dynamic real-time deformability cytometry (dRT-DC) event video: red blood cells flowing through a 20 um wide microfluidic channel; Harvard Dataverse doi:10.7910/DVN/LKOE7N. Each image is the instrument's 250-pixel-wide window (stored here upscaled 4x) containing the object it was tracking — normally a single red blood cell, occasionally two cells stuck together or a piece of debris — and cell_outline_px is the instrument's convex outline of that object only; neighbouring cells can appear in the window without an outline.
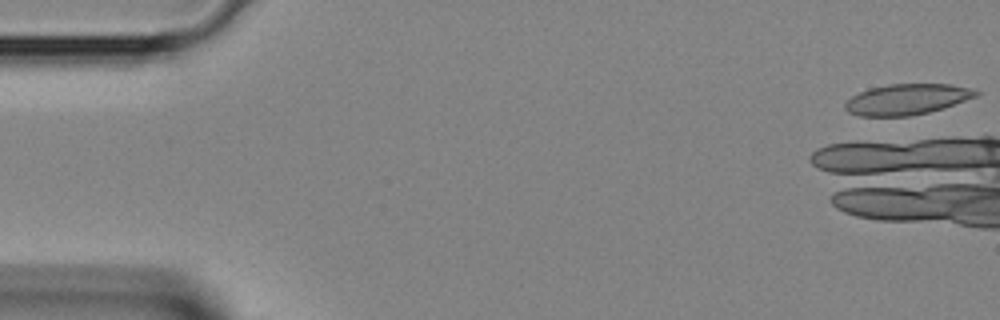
{"species": "Egyptian fruit bat (a non-hibernating species)", "species_latin": "Rousettus aegyptiacus", "temperature_condition": "room temperature", "stored_images_in_passage": 5, "camera_frame_rate_fps": 3000, "um_per_image_px": 0.085, "animal": {"sex": "female"}, "frame": {"image": 1, "passage_image": 1, "time_ms": 0.0, "image_size_px": [1000, 320], "cell_outline_px": [[980, 92], [976, 96], [944, 108], [928, 112], [908, 116], [860, 116], [848, 112], [844, 108], [844, 104], [852, 96], [868, 88], [888, 84], [952, 84], [968, 88]], "centroid_in_image_um": [77.06, 8.44], "position_along_channel_um": 7.9, "area_um2": 23.35}}